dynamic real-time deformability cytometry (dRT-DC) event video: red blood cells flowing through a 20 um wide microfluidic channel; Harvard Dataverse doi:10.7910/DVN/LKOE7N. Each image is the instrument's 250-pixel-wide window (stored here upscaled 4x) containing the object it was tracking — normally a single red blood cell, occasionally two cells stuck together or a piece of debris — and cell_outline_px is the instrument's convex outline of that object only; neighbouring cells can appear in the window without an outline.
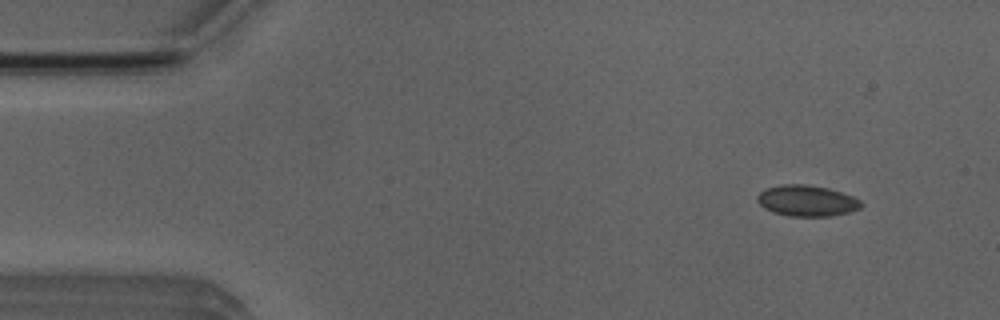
{"species": "Egyptian fruit bat (a non-hibernating species)", "species_latin": "Rousettus aegyptiacus", "temperature_condition": "room temperature", "stored_images_in_passage": 4, "camera_frame_rate_fps": 3000, "um_per_image_px": 0.085, "animal": {"sex": "male"}, "frame": {"image": 1, "passage_image": 2, "time_ms": 1.0, "image_size_px": [1000, 320], "cell_outline_px": [[864, 204], [860, 208], [848, 212], [832, 216], [788, 216], [764, 208], [756, 200], [756, 196], [760, 192], [768, 188], [780, 184], [808, 184], [828, 188], [852, 196], [860, 200]], "centroid_in_image_um": [68.58, 17.06], "position_along_channel_um": 16.4, "area_um2": 18.73}}
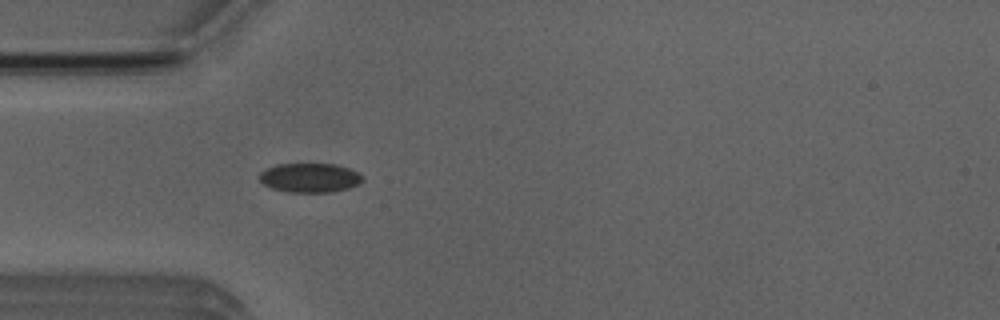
{"frame": {"image": 2, "passage_image": 4, "time_ms": 4.333, "image_size_px": [1000, 320], "cell_outline_px": [[364, 180], [360, 184], [348, 188], [332, 192], [288, 192], [272, 188], [264, 184], [260, 180], [260, 172], [276, 164], [336, 164], [360, 172], [364, 176]], "centroid_in_image_um": [26.39, 15.11], "position_along_channel_um": 58.6, "area_um2": 17.69}}